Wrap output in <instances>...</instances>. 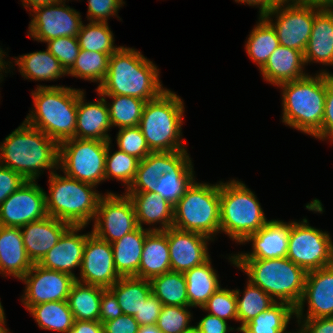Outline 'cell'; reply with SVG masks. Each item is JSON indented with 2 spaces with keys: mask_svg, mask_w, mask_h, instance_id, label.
Here are the masks:
<instances>
[{
  "mask_svg": "<svg viewBox=\"0 0 333 333\" xmlns=\"http://www.w3.org/2000/svg\"><path fill=\"white\" fill-rule=\"evenodd\" d=\"M159 69L141 52L120 46L109 59L107 74L98 86L99 95H123L145 102L158 97L164 89Z\"/></svg>",
  "mask_w": 333,
  "mask_h": 333,
  "instance_id": "cell-1",
  "label": "cell"
},
{
  "mask_svg": "<svg viewBox=\"0 0 333 333\" xmlns=\"http://www.w3.org/2000/svg\"><path fill=\"white\" fill-rule=\"evenodd\" d=\"M0 157L1 165L19 173L26 181H36L42 169H58L59 144L24 121L5 138Z\"/></svg>",
  "mask_w": 333,
  "mask_h": 333,
  "instance_id": "cell-2",
  "label": "cell"
},
{
  "mask_svg": "<svg viewBox=\"0 0 333 333\" xmlns=\"http://www.w3.org/2000/svg\"><path fill=\"white\" fill-rule=\"evenodd\" d=\"M33 92L35 111L32 110L24 121L58 144L74 138L78 98L83 91L63 86L39 85Z\"/></svg>",
  "mask_w": 333,
  "mask_h": 333,
  "instance_id": "cell-3",
  "label": "cell"
},
{
  "mask_svg": "<svg viewBox=\"0 0 333 333\" xmlns=\"http://www.w3.org/2000/svg\"><path fill=\"white\" fill-rule=\"evenodd\" d=\"M326 73L315 77L281 83L283 88V122L290 127L314 136L322 125L326 97Z\"/></svg>",
  "mask_w": 333,
  "mask_h": 333,
  "instance_id": "cell-4",
  "label": "cell"
},
{
  "mask_svg": "<svg viewBox=\"0 0 333 333\" xmlns=\"http://www.w3.org/2000/svg\"><path fill=\"white\" fill-rule=\"evenodd\" d=\"M234 265L248 274V282L260 287L275 301L277 297L281 302L288 303L294 308L300 303L307 272L287 257L234 259Z\"/></svg>",
  "mask_w": 333,
  "mask_h": 333,
  "instance_id": "cell-5",
  "label": "cell"
},
{
  "mask_svg": "<svg viewBox=\"0 0 333 333\" xmlns=\"http://www.w3.org/2000/svg\"><path fill=\"white\" fill-rule=\"evenodd\" d=\"M183 112L181 98L168 89L145 102L139 127L151 152L186 150L180 141Z\"/></svg>",
  "mask_w": 333,
  "mask_h": 333,
  "instance_id": "cell-6",
  "label": "cell"
},
{
  "mask_svg": "<svg viewBox=\"0 0 333 333\" xmlns=\"http://www.w3.org/2000/svg\"><path fill=\"white\" fill-rule=\"evenodd\" d=\"M50 172L47 215L71 226H86L95 217L102 195L93 190L95 185Z\"/></svg>",
  "mask_w": 333,
  "mask_h": 333,
  "instance_id": "cell-7",
  "label": "cell"
},
{
  "mask_svg": "<svg viewBox=\"0 0 333 333\" xmlns=\"http://www.w3.org/2000/svg\"><path fill=\"white\" fill-rule=\"evenodd\" d=\"M254 193L239 181L220 182V231L239 243L267 223Z\"/></svg>",
  "mask_w": 333,
  "mask_h": 333,
  "instance_id": "cell-8",
  "label": "cell"
},
{
  "mask_svg": "<svg viewBox=\"0 0 333 333\" xmlns=\"http://www.w3.org/2000/svg\"><path fill=\"white\" fill-rule=\"evenodd\" d=\"M173 227L211 240L220 231V183L209 185L193 180L174 205Z\"/></svg>",
  "mask_w": 333,
  "mask_h": 333,
  "instance_id": "cell-9",
  "label": "cell"
},
{
  "mask_svg": "<svg viewBox=\"0 0 333 333\" xmlns=\"http://www.w3.org/2000/svg\"><path fill=\"white\" fill-rule=\"evenodd\" d=\"M108 142L71 138L59 144L58 165L66 176L97 185L105 180Z\"/></svg>",
  "mask_w": 333,
  "mask_h": 333,
  "instance_id": "cell-10",
  "label": "cell"
},
{
  "mask_svg": "<svg viewBox=\"0 0 333 333\" xmlns=\"http://www.w3.org/2000/svg\"><path fill=\"white\" fill-rule=\"evenodd\" d=\"M307 219L293 222L286 257L306 272L333 264V243L327 232L309 226Z\"/></svg>",
  "mask_w": 333,
  "mask_h": 333,
  "instance_id": "cell-11",
  "label": "cell"
},
{
  "mask_svg": "<svg viewBox=\"0 0 333 333\" xmlns=\"http://www.w3.org/2000/svg\"><path fill=\"white\" fill-rule=\"evenodd\" d=\"M285 7V8H284ZM322 7L288 3L275 5L263 17L273 26L280 45L301 51L306 50L315 15ZM276 14V22L272 23V15ZM270 18V19H269Z\"/></svg>",
  "mask_w": 333,
  "mask_h": 333,
  "instance_id": "cell-12",
  "label": "cell"
},
{
  "mask_svg": "<svg viewBox=\"0 0 333 333\" xmlns=\"http://www.w3.org/2000/svg\"><path fill=\"white\" fill-rule=\"evenodd\" d=\"M91 231L98 238L113 243L137 227L133 203L128 195L109 193L101 196Z\"/></svg>",
  "mask_w": 333,
  "mask_h": 333,
  "instance_id": "cell-13",
  "label": "cell"
},
{
  "mask_svg": "<svg viewBox=\"0 0 333 333\" xmlns=\"http://www.w3.org/2000/svg\"><path fill=\"white\" fill-rule=\"evenodd\" d=\"M62 2L60 0L33 10L35 14L29 24L28 33L31 38L46 42L58 37L78 35L82 25L81 16L79 12L66 6L65 2L62 6Z\"/></svg>",
  "mask_w": 333,
  "mask_h": 333,
  "instance_id": "cell-14",
  "label": "cell"
},
{
  "mask_svg": "<svg viewBox=\"0 0 333 333\" xmlns=\"http://www.w3.org/2000/svg\"><path fill=\"white\" fill-rule=\"evenodd\" d=\"M46 192L35 181H26L0 205V225L22 227L45 218Z\"/></svg>",
  "mask_w": 333,
  "mask_h": 333,
  "instance_id": "cell-15",
  "label": "cell"
},
{
  "mask_svg": "<svg viewBox=\"0 0 333 333\" xmlns=\"http://www.w3.org/2000/svg\"><path fill=\"white\" fill-rule=\"evenodd\" d=\"M26 284L22 302L26 309L51 301L68 300L71 286L76 279L66 273L46 269L37 263L21 278Z\"/></svg>",
  "mask_w": 333,
  "mask_h": 333,
  "instance_id": "cell-16",
  "label": "cell"
},
{
  "mask_svg": "<svg viewBox=\"0 0 333 333\" xmlns=\"http://www.w3.org/2000/svg\"><path fill=\"white\" fill-rule=\"evenodd\" d=\"M80 271L82 280L76 281L105 289L121 278L115 268L112 245L92 232L86 239Z\"/></svg>",
  "mask_w": 333,
  "mask_h": 333,
  "instance_id": "cell-17",
  "label": "cell"
},
{
  "mask_svg": "<svg viewBox=\"0 0 333 333\" xmlns=\"http://www.w3.org/2000/svg\"><path fill=\"white\" fill-rule=\"evenodd\" d=\"M186 150L151 152L139 161L133 182L127 192H154L159 178L171 171H193Z\"/></svg>",
  "mask_w": 333,
  "mask_h": 333,
  "instance_id": "cell-18",
  "label": "cell"
},
{
  "mask_svg": "<svg viewBox=\"0 0 333 333\" xmlns=\"http://www.w3.org/2000/svg\"><path fill=\"white\" fill-rule=\"evenodd\" d=\"M306 300L309 311L305 319L333 317V264L307 272L304 293L295 308L298 324L301 323Z\"/></svg>",
  "mask_w": 333,
  "mask_h": 333,
  "instance_id": "cell-19",
  "label": "cell"
},
{
  "mask_svg": "<svg viewBox=\"0 0 333 333\" xmlns=\"http://www.w3.org/2000/svg\"><path fill=\"white\" fill-rule=\"evenodd\" d=\"M205 235L175 227L167 229L171 271L185 273L209 259Z\"/></svg>",
  "mask_w": 333,
  "mask_h": 333,
  "instance_id": "cell-20",
  "label": "cell"
},
{
  "mask_svg": "<svg viewBox=\"0 0 333 333\" xmlns=\"http://www.w3.org/2000/svg\"><path fill=\"white\" fill-rule=\"evenodd\" d=\"M293 222L284 223L270 220L257 232L249 235L243 242L252 241L253 252L241 253L230 257L234 259H276L286 257L289 245V233Z\"/></svg>",
  "mask_w": 333,
  "mask_h": 333,
  "instance_id": "cell-21",
  "label": "cell"
},
{
  "mask_svg": "<svg viewBox=\"0 0 333 333\" xmlns=\"http://www.w3.org/2000/svg\"><path fill=\"white\" fill-rule=\"evenodd\" d=\"M84 227L70 226L56 245L37 264L46 269L69 274L77 279L78 277L72 273V269L81 267L86 239L91 234L78 235L76 233Z\"/></svg>",
  "mask_w": 333,
  "mask_h": 333,
  "instance_id": "cell-22",
  "label": "cell"
},
{
  "mask_svg": "<svg viewBox=\"0 0 333 333\" xmlns=\"http://www.w3.org/2000/svg\"><path fill=\"white\" fill-rule=\"evenodd\" d=\"M70 226L67 222L51 216L22 226L23 243L32 263H38L56 245Z\"/></svg>",
  "mask_w": 333,
  "mask_h": 333,
  "instance_id": "cell-23",
  "label": "cell"
},
{
  "mask_svg": "<svg viewBox=\"0 0 333 333\" xmlns=\"http://www.w3.org/2000/svg\"><path fill=\"white\" fill-rule=\"evenodd\" d=\"M105 97L84 103V92L78 98L75 138L111 141L107 131L112 127Z\"/></svg>",
  "mask_w": 333,
  "mask_h": 333,
  "instance_id": "cell-24",
  "label": "cell"
},
{
  "mask_svg": "<svg viewBox=\"0 0 333 333\" xmlns=\"http://www.w3.org/2000/svg\"><path fill=\"white\" fill-rule=\"evenodd\" d=\"M32 266L25 250L21 228L0 225V274L21 279Z\"/></svg>",
  "mask_w": 333,
  "mask_h": 333,
  "instance_id": "cell-25",
  "label": "cell"
},
{
  "mask_svg": "<svg viewBox=\"0 0 333 333\" xmlns=\"http://www.w3.org/2000/svg\"><path fill=\"white\" fill-rule=\"evenodd\" d=\"M305 65L304 54L293 48L278 46L260 69L264 79L273 85L301 79Z\"/></svg>",
  "mask_w": 333,
  "mask_h": 333,
  "instance_id": "cell-26",
  "label": "cell"
},
{
  "mask_svg": "<svg viewBox=\"0 0 333 333\" xmlns=\"http://www.w3.org/2000/svg\"><path fill=\"white\" fill-rule=\"evenodd\" d=\"M131 199L138 226L142 223L153 224L161 222V228L151 231H165L173 227L174 205L154 192H126Z\"/></svg>",
  "mask_w": 333,
  "mask_h": 333,
  "instance_id": "cell-27",
  "label": "cell"
},
{
  "mask_svg": "<svg viewBox=\"0 0 333 333\" xmlns=\"http://www.w3.org/2000/svg\"><path fill=\"white\" fill-rule=\"evenodd\" d=\"M146 230L138 226L121 239L111 243L116 271L120 277H137L146 236Z\"/></svg>",
  "mask_w": 333,
  "mask_h": 333,
  "instance_id": "cell-28",
  "label": "cell"
},
{
  "mask_svg": "<svg viewBox=\"0 0 333 333\" xmlns=\"http://www.w3.org/2000/svg\"><path fill=\"white\" fill-rule=\"evenodd\" d=\"M304 61L333 65V13L325 8L315 15Z\"/></svg>",
  "mask_w": 333,
  "mask_h": 333,
  "instance_id": "cell-29",
  "label": "cell"
},
{
  "mask_svg": "<svg viewBox=\"0 0 333 333\" xmlns=\"http://www.w3.org/2000/svg\"><path fill=\"white\" fill-rule=\"evenodd\" d=\"M171 271L167 230L151 231L145 238L138 278L148 279Z\"/></svg>",
  "mask_w": 333,
  "mask_h": 333,
  "instance_id": "cell-30",
  "label": "cell"
},
{
  "mask_svg": "<svg viewBox=\"0 0 333 333\" xmlns=\"http://www.w3.org/2000/svg\"><path fill=\"white\" fill-rule=\"evenodd\" d=\"M186 292L190 307L202 308L209 297L220 287L218 276L211 266L210 258L203 264L184 273Z\"/></svg>",
  "mask_w": 333,
  "mask_h": 333,
  "instance_id": "cell-31",
  "label": "cell"
},
{
  "mask_svg": "<svg viewBox=\"0 0 333 333\" xmlns=\"http://www.w3.org/2000/svg\"><path fill=\"white\" fill-rule=\"evenodd\" d=\"M105 288L75 281L68 295L74 320L99 321L102 292Z\"/></svg>",
  "mask_w": 333,
  "mask_h": 333,
  "instance_id": "cell-32",
  "label": "cell"
},
{
  "mask_svg": "<svg viewBox=\"0 0 333 333\" xmlns=\"http://www.w3.org/2000/svg\"><path fill=\"white\" fill-rule=\"evenodd\" d=\"M15 60L21 75L28 79L44 81L67 75L61 63L47 49L19 56Z\"/></svg>",
  "mask_w": 333,
  "mask_h": 333,
  "instance_id": "cell-33",
  "label": "cell"
},
{
  "mask_svg": "<svg viewBox=\"0 0 333 333\" xmlns=\"http://www.w3.org/2000/svg\"><path fill=\"white\" fill-rule=\"evenodd\" d=\"M109 290L115 295L122 313L134 316L151 293L148 279L121 277Z\"/></svg>",
  "mask_w": 333,
  "mask_h": 333,
  "instance_id": "cell-34",
  "label": "cell"
},
{
  "mask_svg": "<svg viewBox=\"0 0 333 333\" xmlns=\"http://www.w3.org/2000/svg\"><path fill=\"white\" fill-rule=\"evenodd\" d=\"M28 311L41 329L66 333L73 327L74 317L67 300L33 305Z\"/></svg>",
  "mask_w": 333,
  "mask_h": 333,
  "instance_id": "cell-35",
  "label": "cell"
},
{
  "mask_svg": "<svg viewBox=\"0 0 333 333\" xmlns=\"http://www.w3.org/2000/svg\"><path fill=\"white\" fill-rule=\"evenodd\" d=\"M295 315V308L288 303L276 302L268 310L259 313L246 323L242 333H280L286 330L291 316Z\"/></svg>",
  "mask_w": 333,
  "mask_h": 333,
  "instance_id": "cell-36",
  "label": "cell"
},
{
  "mask_svg": "<svg viewBox=\"0 0 333 333\" xmlns=\"http://www.w3.org/2000/svg\"><path fill=\"white\" fill-rule=\"evenodd\" d=\"M149 281L151 292L163 305L189 306L184 273L168 271Z\"/></svg>",
  "mask_w": 333,
  "mask_h": 333,
  "instance_id": "cell-37",
  "label": "cell"
},
{
  "mask_svg": "<svg viewBox=\"0 0 333 333\" xmlns=\"http://www.w3.org/2000/svg\"><path fill=\"white\" fill-rule=\"evenodd\" d=\"M259 19V23L249 35L246 50L261 69L280 43L273 26L263 16Z\"/></svg>",
  "mask_w": 333,
  "mask_h": 333,
  "instance_id": "cell-38",
  "label": "cell"
},
{
  "mask_svg": "<svg viewBox=\"0 0 333 333\" xmlns=\"http://www.w3.org/2000/svg\"><path fill=\"white\" fill-rule=\"evenodd\" d=\"M113 53H102L80 49L73 66L67 74L80 77L92 82H103L109 66V59Z\"/></svg>",
  "mask_w": 333,
  "mask_h": 333,
  "instance_id": "cell-39",
  "label": "cell"
},
{
  "mask_svg": "<svg viewBox=\"0 0 333 333\" xmlns=\"http://www.w3.org/2000/svg\"><path fill=\"white\" fill-rule=\"evenodd\" d=\"M235 294L237 297L238 321L241 322V326L237 328L238 331L259 313L268 310L277 302L260 287L250 282L244 291L242 299H240L239 290L236 289Z\"/></svg>",
  "mask_w": 333,
  "mask_h": 333,
  "instance_id": "cell-40",
  "label": "cell"
},
{
  "mask_svg": "<svg viewBox=\"0 0 333 333\" xmlns=\"http://www.w3.org/2000/svg\"><path fill=\"white\" fill-rule=\"evenodd\" d=\"M104 97H112V104L108 105L110 122L112 126L136 127L139 126L142 110L145 104L144 100L136 97L123 95H100Z\"/></svg>",
  "mask_w": 333,
  "mask_h": 333,
  "instance_id": "cell-41",
  "label": "cell"
},
{
  "mask_svg": "<svg viewBox=\"0 0 333 333\" xmlns=\"http://www.w3.org/2000/svg\"><path fill=\"white\" fill-rule=\"evenodd\" d=\"M80 49L102 53H114L120 47L114 46L113 33L107 22H90L81 25L77 35Z\"/></svg>",
  "mask_w": 333,
  "mask_h": 333,
  "instance_id": "cell-42",
  "label": "cell"
},
{
  "mask_svg": "<svg viewBox=\"0 0 333 333\" xmlns=\"http://www.w3.org/2000/svg\"><path fill=\"white\" fill-rule=\"evenodd\" d=\"M110 142L108 141L106 154L105 180L115 177L114 179L122 181L124 185L127 184L128 188L134 180L140 160L121 150L110 155Z\"/></svg>",
  "mask_w": 333,
  "mask_h": 333,
  "instance_id": "cell-43",
  "label": "cell"
},
{
  "mask_svg": "<svg viewBox=\"0 0 333 333\" xmlns=\"http://www.w3.org/2000/svg\"><path fill=\"white\" fill-rule=\"evenodd\" d=\"M193 177V171H171L159 178L154 193L175 205L194 180Z\"/></svg>",
  "mask_w": 333,
  "mask_h": 333,
  "instance_id": "cell-44",
  "label": "cell"
},
{
  "mask_svg": "<svg viewBox=\"0 0 333 333\" xmlns=\"http://www.w3.org/2000/svg\"><path fill=\"white\" fill-rule=\"evenodd\" d=\"M190 306L163 305L156 326L162 333H185L194 328L190 326Z\"/></svg>",
  "mask_w": 333,
  "mask_h": 333,
  "instance_id": "cell-45",
  "label": "cell"
},
{
  "mask_svg": "<svg viewBox=\"0 0 333 333\" xmlns=\"http://www.w3.org/2000/svg\"><path fill=\"white\" fill-rule=\"evenodd\" d=\"M237 297L235 290L222 289L219 287L208 299L202 309L210 311L216 317L223 320L235 319L238 321L237 315Z\"/></svg>",
  "mask_w": 333,
  "mask_h": 333,
  "instance_id": "cell-46",
  "label": "cell"
},
{
  "mask_svg": "<svg viewBox=\"0 0 333 333\" xmlns=\"http://www.w3.org/2000/svg\"><path fill=\"white\" fill-rule=\"evenodd\" d=\"M116 140L119 150L139 160L151 153L139 126L120 128Z\"/></svg>",
  "mask_w": 333,
  "mask_h": 333,
  "instance_id": "cell-47",
  "label": "cell"
},
{
  "mask_svg": "<svg viewBox=\"0 0 333 333\" xmlns=\"http://www.w3.org/2000/svg\"><path fill=\"white\" fill-rule=\"evenodd\" d=\"M47 50L61 63L68 71L79 54L80 46L77 36L75 37H58L46 41Z\"/></svg>",
  "mask_w": 333,
  "mask_h": 333,
  "instance_id": "cell-48",
  "label": "cell"
},
{
  "mask_svg": "<svg viewBox=\"0 0 333 333\" xmlns=\"http://www.w3.org/2000/svg\"><path fill=\"white\" fill-rule=\"evenodd\" d=\"M123 0H88L90 22H107L109 16L117 15Z\"/></svg>",
  "mask_w": 333,
  "mask_h": 333,
  "instance_id": "cell-49",
  "label": "cell"
},
{
  "mask_svg": "<svg viewBox=\"0 0 333 333\" xmlns=\"http://www.w3.org/2000/svg\"><path fill=\"white\" fill-rule=\"evenodd\" d=\"M333 130V74L326 73V97L324 117L321 129L314 135L319 139H326V136Z\"/></svg>",
  "mask_w": 333,
  "mask_h": 333,
  "instance_id": "cell-50",
  "label": "cell"
},
{
  "mask_svg": "<svg viewBox=\"0 0 333 333\" xmlns=\"http://www.w3.org/2000/svg\"><path fill=\"white\" fill-rule=\"evenodd\" d=\"M163 304L151 292L145 302H143L140 311L133 316L140 326L156 325Z\"/></svg>",
  "mask_w": 333,
  "mask_h": 333,
  "instance_id": "cell-51",
  "label": "cell"
},
{
  "mask_svg": "<svg viewBox=\"0 0 333 333\" xmlns=\"http://www.w3.org/2000/svg\"><path fill=\"white\" fill-rule=\"evenodd\" d=\"M25 182L19 173L0 164V205Z\"/></svg>",
  "mask_w": 333,
  "mask_h": 333,
  "instance_id": "cell-52",
  "label": "cell"
},
{
  "mask_svg": "<svg viewBox=\"0 0 333 333\" xmlns=\"http://www.w3.org/2000/svg\"><path fill=\"white\" fill-rule=\"evenodd\" d=\"M122 314L121 307L115 295L109 289H105L101 296L99 321L103 324L104 322L114 320Z\"/></svg>",
  "mask_w": 333,
  "mask_h": 333,
  "instance_id": "cell-53",
  "label": "cell"
},
{
  "mask_svg": "<svg viewBox=\"0 0 333 333\" xmlns=\"http://www.w3.org/2000/svg\"><path fill=\"white\" fill-rule=\"evenodd\" d=\"M104 333H138L140 325L131 315L122 314L103 323Z\"/></svg>",
  "mask_w": 333,
  "mask_h": 333,
  "instance_id": "cell-54",
  "label": "cell"
},
{
  "mask_svg": "<svg viewBox=\"0 0 333 333\" xmlns=\"http://www.w3.org/2000/svg\"><path fill=\"white\" fill-rule=\"evenodd\" d=\"M227 325L226 320L208 314L202 318L194 328L198 333H227Z\"/></svg>",
  "mask_w": 333,
  "mask_h": 333,
  "instance_id": "cell-55",
  "label": "cell"
},
{
  "mask_svg": "<svg viewBox=\"0 0 333 333\" xmlns=\"http://www.w3.org/2000/svg\"><path fill=\"white\" fill-rule=\"evenodd\" d=\"M302 323L307 333H333V317L305 319Z\"/></svg>",
  "mask_w": 333,
  "mask_h": 333,
  "instance_id": "cell-56",
  "label": "cell"
},
{
  "mask_svg": "<svg viewBox=\"0 0 333 333\" xmlns=\"http://www.w3.org/2000/svg\"><path fill=\"white\" fill-rule=\"evenodd\" d=\"M66 333H104V328L100 321L74 320L73 327Z\"/></svg>",
  "mask_w": 333,
  "mask_h": 333,
  "instance_id": "cell-57",
  "label": "cell"
},
{
  "mask_svg": "<svg viewBox=\"0 0 333 333\" xmlns=\"http://www.w3.org/2000/svg\"><path fill=\"white\" fill-rule=\"evenodd\" d=\"M236 2L246 3L250 6L257 5L260 9V16H264L267 14L270 10H272L275 6V4L271 0H235Z\"/></svg>",
  "mask_w": 333,
  "mask_h": 333,
  "instance_id": "cell-58",
  "label": "cell"
},
{
  "mask_svg": "<svg viewBox=\"0 0 333 333\" xmlns=\"http://www.w3.org/2000/svg\"><path fill=\"white\" fill-rule=\"evenodd\" d=\"M60 0H22L23 5L27 8L30 7L31 10L33 11L34 9L47 5V4H51L54 2H58Z\"/></svg>",
  "mask_w": 333,
  "mask_h": 333,
  "instance_id": "cell-59",
  "label": "cell"
},
{
  "mask_svg": "<svg viewBox=\"0 0 333 333\" xmlns=\"http://www.w3.org/2000/svg\"><path fill=\"white\" fill-rule=\"evenodd\" d=\"M330 0H295L296 4L315 5L325 8Z\"/></svg>",
  "mask_w": 333,
  "mask_h": 333,
  "instance_id": "cell-60",
  "label": "cell"
},
{
  "mask_svg": "<svg viewBox=\"0 0 333 333\" xmlns=\"http://www.w3.org/2000/svg\"><path fill=\"white\" fill-rule=\"evenodd\" d=\"M138 333H162L156 325L140 326Z\"/></svg>",
  "mask_w": 333,
  "mask_h": 333,
  "instance_id": "cell-61",
  "label": "cell"
},
{
  "mask_svg": "<svg viewBox=\"0 0 333 333\" xmlns=\"http://www.w3.org/2000/svg\"><path fill=\"white\" fill-rule=\"evenodd\" d=\"M5 325V314L3 313L0 315V333H8L9 330L7 328H4Z\"/></svg>",
  "mask_w": 333,
  "mask_h": 333,
  "instance_id": "cell-62",
  "label": "cell"
},
{
  "mask_svg": "<svg viewBox=\"0 0 333 333\" xmlns=\"http://www.w3.org/2000/svg\"><path fill=\"white\" fill-rule=\"evenodd\" d=\"M3 55H5L4 53H3V51L1 50V48H0V72L3 70V68H6L5 67V64H8V63H6V62H4L3 61ZM5 63V64H4ZM1 78H3L2 76H1V74H0V80H1Z\"/></svg>",
  "mask_w": 333,
  "mask_h": 333,
  "instance_id": "cell-63",
  "label": "cell"
},
{
  "mask_svg": "<svg viewBox=\"0 0 333 333\" xmlns=\"http://www.w3.org/2000/svg\"><path fill=\"white\" fill-rule=\"evenodd\" d=\"M275 5L278 4H287L291 1V3H295V0H271Z\"/></svg>",
  "mask_w": 333,
  "mask_h": 333,
  "instance_id": "cell-64",
  "label": "cell"
},
{
  "mask_svg": "<svg viewBox=\"0 0 333 333\" xmlns=\"http://www.w3.org/2000/svg\"><path fill=\"white\" fill-rule=\"evenodd\" d=\"M325 9H327L328 11L333 13V0H330V2L328 3V5L325 7Z\"/></svg>",
  "mask_w": 333,
  "mask_h": 333,
  "instance_id": "cell-65",
  "label": "cell"
},
{
  "mask_svg": "<svg viewBox=\"0 0 333 333\" xmlns=\"http://www.w3.org/2000/svg\"><path fill=\"white\" fill-rule=\"evenodd\" d=\"M280 333H286V332L283 331V332H280ZM298 333H307V331H306V329H305V327L303 325L301 326V329L299 330Z\"/></svg>",
  "mask_w": 333,
  "mask_h": 333,
  "instance_id": "cell-66",
  "label": "cell"
},
{
  "mask_svg": "<svg viewBox=\"0 0 333 333\" xmlns=\"http://www.w3.org/2000/svg\"><path fill=\"white\" fill-rule=\"evenodd\" d=\"M327 138H331V141H333V130L326 136Z\"/></svg>",
  "mask_w": 333,
  "mask_h": 333,
  "instance_id": "cell-67",
  "label": "cell"
},
{
  "mask_svg": "<svg viewBox=\"0 0 333 333\" xmlns=\"http://www.w3.org/2000/svg\"><path fill=\"white\" fill-rule=\"evenodd\" d=\"M185 333H198L197 330L195 328H193L192 330L185 332Z\"/></svg>",
  "mask_w": 333,
  "mask_h": 333,
  "instance_id": "cell-68",
  "label": "cell"
},
{
  "mask_svg": "<svg viewBox=\"0 0 333 333\" xmlns=\"http://www.w3.org/2000/svg\"><path fill=\"white\" fill-rule=\"evenodd\" d=\"M4 313V310H3V307L1 305V302H0V315H2Z\"/></svg>",
  "mask_w": 333,
  "mask_h": 333,
  "instance_id": "cell-69",
  "label": "cell"
}]
</instances>
